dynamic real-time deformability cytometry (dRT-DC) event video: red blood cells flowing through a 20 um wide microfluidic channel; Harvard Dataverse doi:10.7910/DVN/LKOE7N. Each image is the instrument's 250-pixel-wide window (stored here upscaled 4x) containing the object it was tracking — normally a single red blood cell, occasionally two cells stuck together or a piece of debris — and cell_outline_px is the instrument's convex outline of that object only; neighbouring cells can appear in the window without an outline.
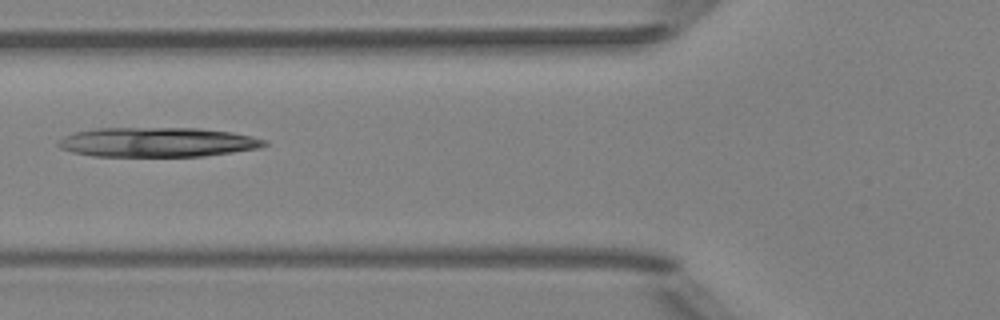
{"species": "Egyptian fruit bat (a non-hibernating species)", "species_latin": "Rousettus aegyptiacus", "temperature_condition": "room temperature", "stored_images_in_passage": 5, "camera_frame_rate_fps": 3000, "um_per_image_px": 0.085, "animal": {"sex": "female"}, "frame": {"image": 1, "passage_image": 5, "time_ms": 4.667, "image_size_px": [1000, 320], "cell_outline_px": [[268, 144], [260, 148], [204, 156], [92, 156], [72, 152], [60, 148], [56, 144], [64, 136], [76, 132], [96, 128], [200, 128], [232, 132], [252, 136], [264, 140]], "centroid_in_image_um": [13.38, 12.08], "position_along_channel_um": 112.4, "area_um2": 35.49}}